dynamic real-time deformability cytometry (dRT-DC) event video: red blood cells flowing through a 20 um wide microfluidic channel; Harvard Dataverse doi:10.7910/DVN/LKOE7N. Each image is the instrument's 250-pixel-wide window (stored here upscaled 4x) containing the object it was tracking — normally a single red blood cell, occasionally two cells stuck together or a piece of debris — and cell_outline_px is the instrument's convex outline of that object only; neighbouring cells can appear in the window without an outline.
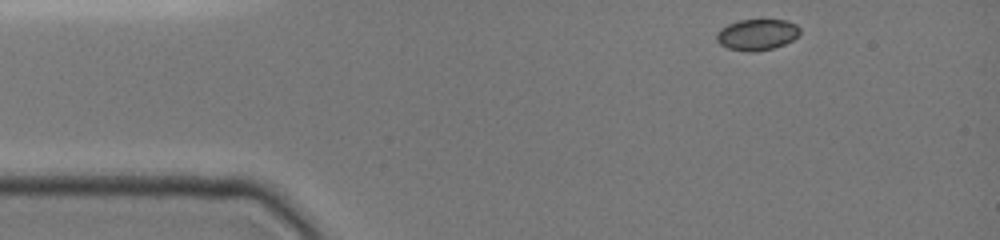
{"species": "common noctule bat (a hibernating species)", "species_latin": "Nyctalus noctula", "temperature_condition": "cold", "stored_images_in_passage": 25, "camera_frame_rate_fps": 3000, "um_per_image_px": 0.085, "animal": {"sex": "female", "body_mass_g": 19.0, "forearm_length_mm": 51.5}, "frame": {"image": 1, "passage_image": 1, "time_ms": 0.0, "image_size_px": [1000, 240], "cell_outline_px": [[800, 32], [792, 40], [784, 44], [772, 48], [756, 52], [748, 52], [728, 48], [720, 44], [716, 40], [716, 32], [720, 28], [728, 24], [740, 20], [788, 20], [796, 24], [800, 28]], "centroid_in_image_um": [64.33, 2.94], "position_along_channel_um": 20.7, "area_um2": 15.14}}
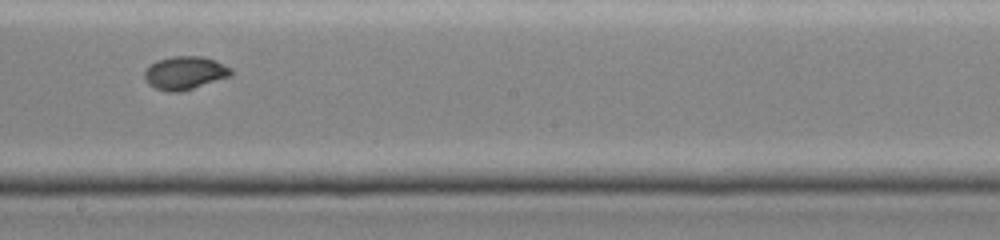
{"frame": {"image": 2, "passage_image": 15, "time_ms": 7.0, "image_size_px": [1000, 240], "cell_outline_px": [[232, 76], [180, 92], [168, 92], [156, 88], [148, 84], [144, 80], [144, 72], [156, 60], [172, 56], [200, 56], [216, 60], [232, 68]], "centroid_in_image_um": [15.73, 6.2], "position_along_channel_um": 232.5, "area_um2": 16.82}}
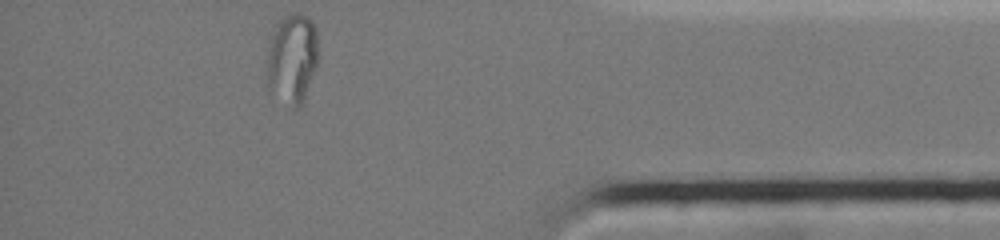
{"frame": {"image": 3, "passage_image": 25, "time_ms": 12.0, "image_size_px": [1000, 240], "cell_outline_px": [[320, 56], [304, 104], [300, 108], [292, 108], [268, 88], [264, 72], [268, 40], [272, 28], [284, 16], [292, 12], [300, 12], [308, 16], [312, 20], [316, 28]], "centroid_in_image_um": [24.83, 4.96], "position_along_channel_um": 410.4, "area_um2": 28.61}}